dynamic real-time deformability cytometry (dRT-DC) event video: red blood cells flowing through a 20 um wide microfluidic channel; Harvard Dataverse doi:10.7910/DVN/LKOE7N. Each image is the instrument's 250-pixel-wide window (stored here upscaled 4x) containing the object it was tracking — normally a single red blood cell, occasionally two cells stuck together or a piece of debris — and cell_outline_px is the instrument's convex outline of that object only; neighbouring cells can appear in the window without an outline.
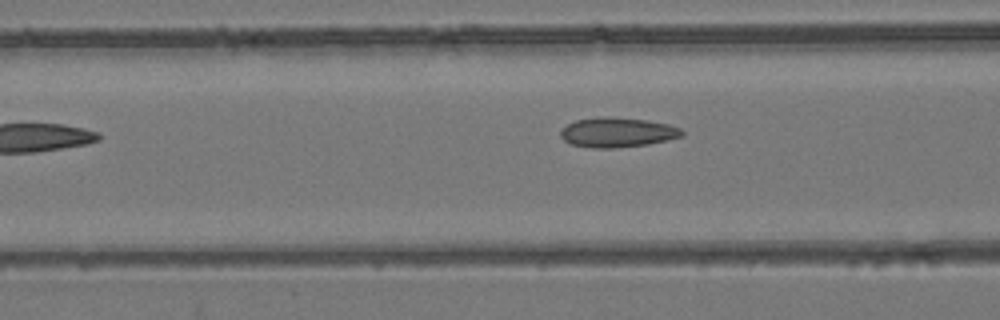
{"species": "common noctule bat (a hibernating species)", "species_latin": "Nyctalus noctula", "temperature_condition": "room temperature", "stored_images_in_passage": 5, "camera_frame_rate_fps": 3000, "um_per_image_px": 0.085, "animal": {"sex": "female", "body_mass_g": 24.6, "forearm_length_mm": 56.2}, "frame": {"image": 1, "passage_image": 4, "time_ms": 3.667, "image_size_px": [1000, 320], "cell_outline_px": [[684, 136], [668, 140], [648, 144], [612, 148], [592, 148], [572, 144], [564, 140], [560, 136], [560, 132], [568, 124], [576, 120], [600, 116], [608, 116], [648, 120], [668, 124], [680, 128], [684, 132]], "centroid_in_image_um": [52.5, 11.24], "position_along_channel_um": 114.1, "area_um2": 21.1}}
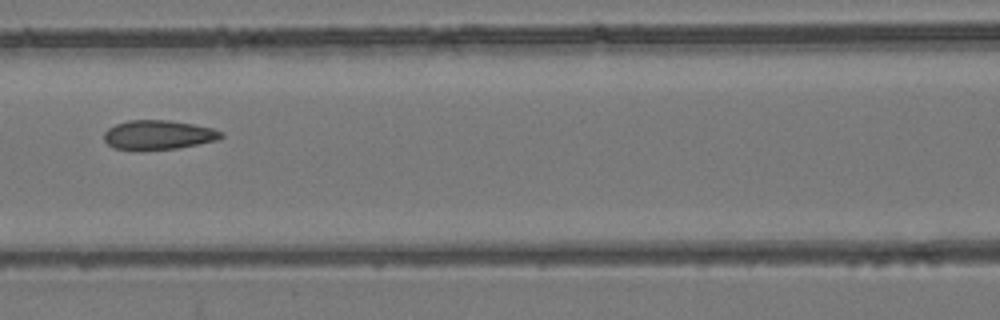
{"frame": {"image": 2, "passage_image": 5, "time_ms": 4.667, "image_size_px": [1000, 320], "cell_outline_px": [[224, 136], [220, 140], [200, 144], [176, 148], [112, 148], [104, 140], [104, 132], [108, 128], [116, 124], [128, 120], [168, 120], [192, 124], [212, 128], [224, 132]], "centroid_in_image_um": [13.51, 11.44], "position_along_channel_um": 153.1, "area_um2": 19.65}}